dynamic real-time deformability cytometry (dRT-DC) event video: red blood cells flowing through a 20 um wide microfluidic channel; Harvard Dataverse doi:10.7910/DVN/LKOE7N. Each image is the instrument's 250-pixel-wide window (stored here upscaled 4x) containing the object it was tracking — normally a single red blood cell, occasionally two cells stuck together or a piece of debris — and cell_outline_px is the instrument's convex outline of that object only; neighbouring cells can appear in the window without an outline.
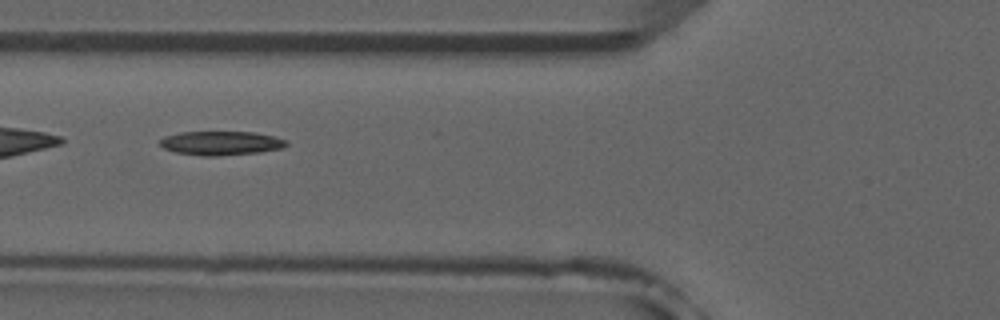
{"species": "common noctule bat (a hibernating species)", "species_latin": "Nyctalus noctula", "temperature_condition": "room temperature", "stored_images_in_passage": 8, "camera_frame_rate_fps": 3000, "um_per_image_px": 0.085, "animal": {"sex": "male", "forearm_length_mm": 52.5}, "frame": {"image": 1, "passage_image": 6, "time_ms": 6.333, "image_size_px": [1000, 320], "cell_outline_px": [[288, 144], [284, 148], [260, 152], [216, 156], [204, 156], [176, 152], [164, 148], [160, 144], [160, 140], [164, 136], [180, 132], [256, 132], [288, 140]], "centroid_in_image_um": [18.82, 12.16], "position_along_channel_um": 107.0, "area_um2": 17.69}}
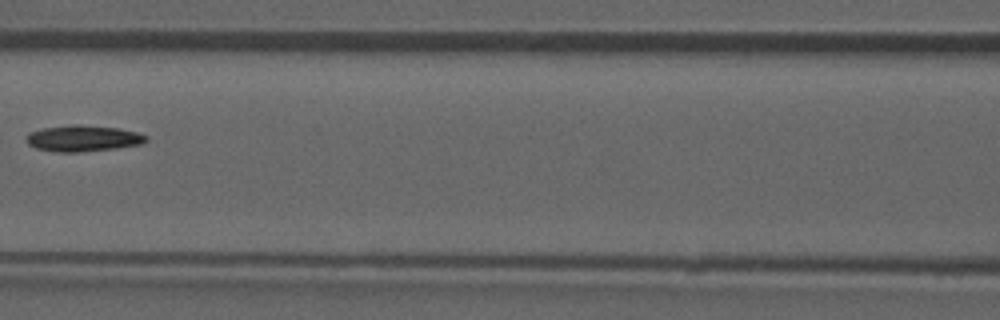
{"frame": {"image": 2, "passage_image": 7, "time_ms": 7.667, "image_size_px": [1000, 320], "cell_outline_px": [[148, 140], [144, 144], [116, 148], [80, 152], [60, 152], [36, 148], [28, 144], [24, 140], [28, 132], [44, 128], [72, 124], [76, 124], [120, 128], [136, 132], [148, 136]], "centroid_in_image_um": [7.07, 11.76], "position_along_channel_um": 159.5, "area_um2": 18.44}}